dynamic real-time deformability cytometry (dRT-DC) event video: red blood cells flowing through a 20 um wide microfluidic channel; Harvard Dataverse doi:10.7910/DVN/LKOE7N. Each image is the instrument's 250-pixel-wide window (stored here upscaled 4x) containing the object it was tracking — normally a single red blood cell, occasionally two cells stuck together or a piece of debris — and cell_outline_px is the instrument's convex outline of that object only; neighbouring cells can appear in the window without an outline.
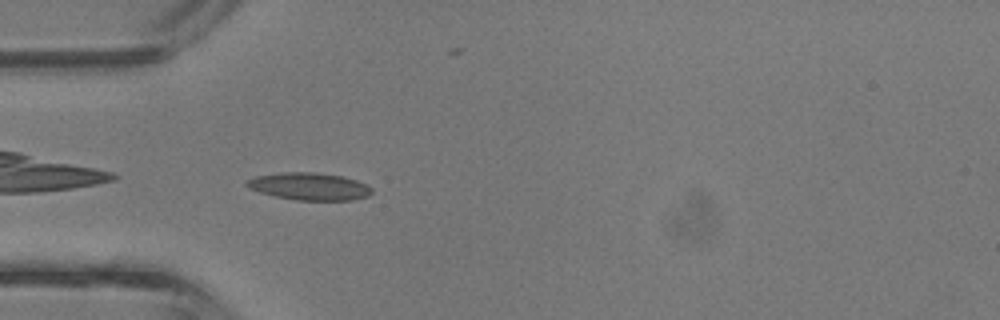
{"species": "common noctule bat (a hibernating species)", "species_latin": "Nyctalus noctula", "temperature_condition": "room temperature", "stored_images_in_passage": 3, "camera_frame_rate_fps": 3000, "um_per_image_px": 0.085, "animal": {"sex": "male", "body_mass_g": 13.3}, "frame": {"image": 1, "passage_image": 3, "time_ms": 0.667, "image_size_px": [1000, 320], "cell_outline_px": [[372, 192], [368, 196], [352, 200], [296, 200], [276, 196], [260, 192], [248, 188], [244, 184], [244, 180], [256, 176], [280, 172], [312, 172], [340, 176], [356, 180], [368, 184], [372, 188]], "centroid_in_image_um": [26.27, 15.84], "position_along_channel_um": 58.7, "area_um2": 20.0}}